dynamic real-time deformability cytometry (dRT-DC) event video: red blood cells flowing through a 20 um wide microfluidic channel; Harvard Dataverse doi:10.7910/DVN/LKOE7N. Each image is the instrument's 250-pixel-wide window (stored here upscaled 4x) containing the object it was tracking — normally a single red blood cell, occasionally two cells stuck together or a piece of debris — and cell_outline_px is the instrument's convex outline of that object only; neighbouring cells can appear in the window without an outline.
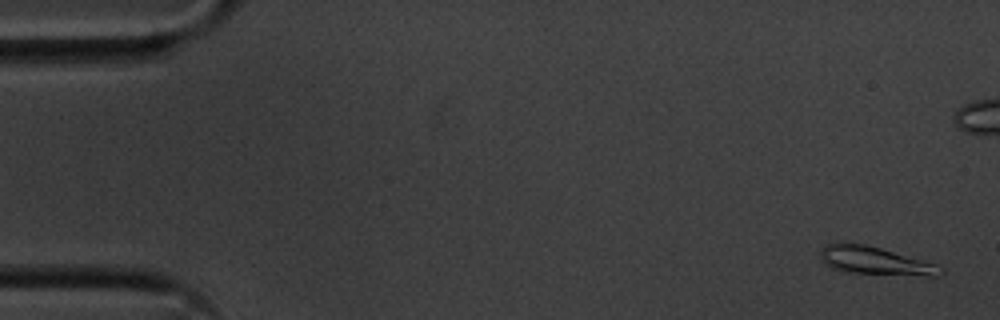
{"species": "common noctule bat (a hibernating species)", "species_latin": "Nyctalus noctula", "temperature_condition": "cold", "stored_images_in_passage": 52, "segment_of_instrument_passage": [1, 2], "camera_frame_rate_fps": 3000, "um_per_image_px": 0.085, "animal": {"sex": "male", "body_mass_g": 20.1, "forearm_length_mm": 53.5}, "frame": {"image": 1, "passage_image": 2, "time_ms": 0.333, "image_size_px": [1000, 320], "cell_outline_px": [[944, 272], [940, 276], [924, 276], [840, 272], [824, 264], [820, 260], [820, 252], [824, 244], [864, 244], [880, 248], [936, 264], [944, 268]], "centroid_in_image_um": [74.38, 22.2], "position_along_channel_um": 10.6, "area_um2": 19.59}}
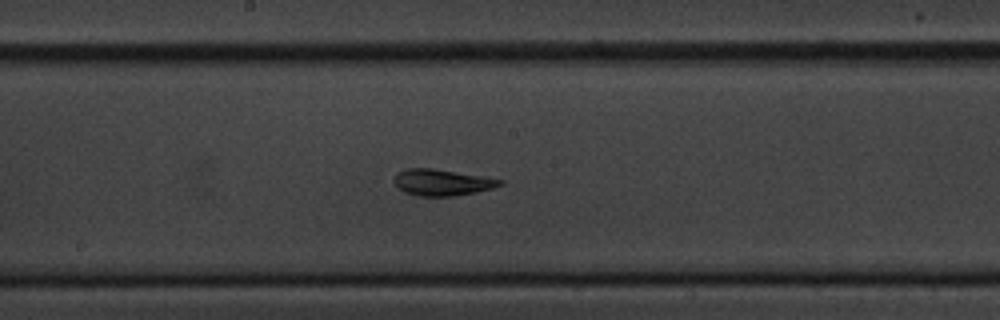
{"frame": {"image": 2, "passage_image": 29, "time_ms": 9.333, "image_size_px": [1000, 320], "cell_outline_px": [[504, 184], [492, 188], [476, 192], [452, 196], [416, 196], [404, 192], [396, 188], [392, 180], [396, 172], [404, 168], [432, 168], [484, 176], [504, 180]], "centroid_in_image_um": [37.51, 15.5], "position_along_channel_um": 210.7, "area_um2": 16.59}}
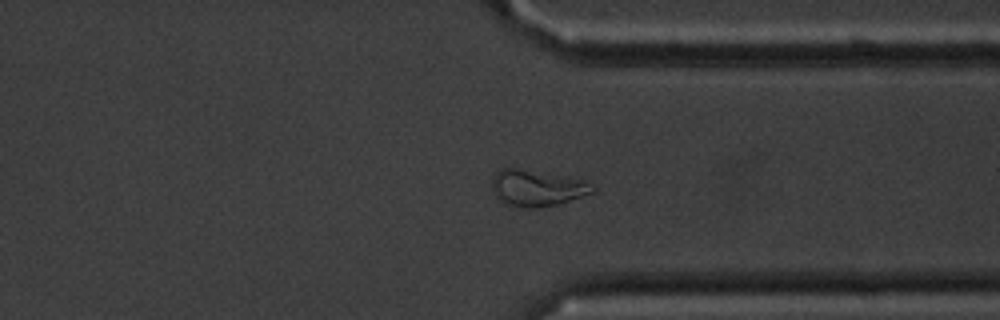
{"frame": {"image": 3, "passage_image": 42, "time_ms": 13.667, "image_size_px": [1000, 320], "cell_outline_px": [[596, 192], [556, 204], [536, 208], [524, 208], [504, 204], [496, 196], [492, 188], [492, 180], [496, 172], [500, 168], [516, 168], [584, 180], [596, 184]], "centroid_in_image_um": [45.66, 15.99], "position_along_channel_um": 365.7, "area_um2": 21.21}}